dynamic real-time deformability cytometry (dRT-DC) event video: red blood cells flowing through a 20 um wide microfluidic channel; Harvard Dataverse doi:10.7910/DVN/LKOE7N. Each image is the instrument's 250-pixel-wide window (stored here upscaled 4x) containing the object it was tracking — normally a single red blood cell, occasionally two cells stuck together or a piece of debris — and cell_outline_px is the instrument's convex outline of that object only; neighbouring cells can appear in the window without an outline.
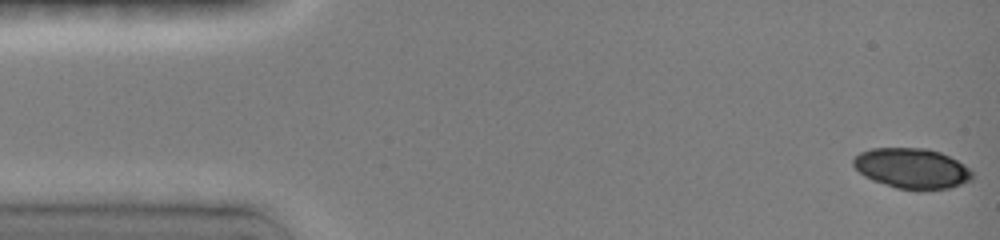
{"species": "common noctule bat (a hibernating species)", "species_latin": "Nyctalus noctula", "temperature_condition": "room temperature", "stored_images_in_passage": 7, "camera_frame_rate_fps": 3000, "um_per_image_px": 0.085, "animal": {"sex": "female", "body_mass_g": 19.0, "forearm_length_mm": 51.5}, "frame": {"image": 1, "passage_image": 1, "time_ms": 0.0, "image_size_px": [1000, 240], "cell_outline_px": [[972, 180], [948, 188], [896, 188], [872, 180], [864, 176], [852, 164], [852, 160], [860, 152], [872, 148], [928, 148], [940, 152], [964, 164], [972, 172]], "centroid_in_image_um": [77.49, 14.28], "position_along_channel_um": 7.5, "area_um2": 27.46}}
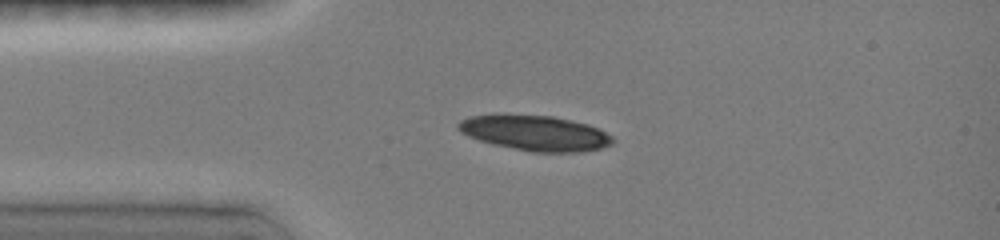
{"frame": {"image": 2, "passage_image": 5, "time_ms": 3.333, "image_size_px": [1000, 240], "cell_outline_px": [[616, 140], [612, 144], [604, 148], [580, 152], [532, 152], [492, 144], [468, 136], [460, 132], [456, 128], [456, 124], [460, 120], [468, 116], [492, 112], [504, 112], [552, 116], [572, 120], [588, 124], [600, 128], [612, 136]], "centroid_in_image_um": [45.44, 11.26], "position_along_channel_um": 39.6, "area_um2": 32.95}}